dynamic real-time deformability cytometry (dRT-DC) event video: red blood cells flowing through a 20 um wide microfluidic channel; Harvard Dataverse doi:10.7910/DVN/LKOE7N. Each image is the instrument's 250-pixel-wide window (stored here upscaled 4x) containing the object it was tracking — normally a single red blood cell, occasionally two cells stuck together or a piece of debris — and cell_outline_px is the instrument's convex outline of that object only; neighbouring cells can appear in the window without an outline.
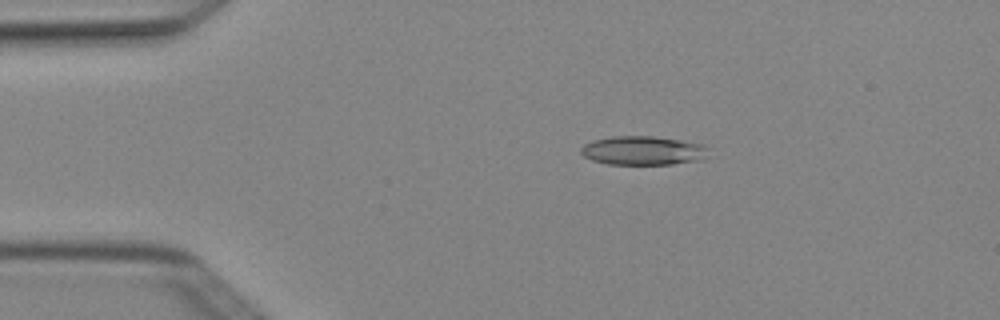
{"species": "Egyptian fruit bat (a non-hibernating species)", "species_latin": "Rousettus aegyptiacus", "temperature_condition": "cold", "stored_images_in_passage": 5, "camera_frame_rate_fps": 3000, "um_per_image_px": 0.085, "animal": {"sex": "female"}, "frame": {"image": 1, "passage_image": 3, "time_ms": 0.667, "image_size_px": [1000, 320], "cell_outline_px": [[708, 148], [704, 160], [672, 164], [608, 164], [592, 160], [584, 156], [580, 152], [580, 148], [584, 144], [592, 140], [612, 136], [652, 136], [680, 140], [704, 144]], "centroid_in_image_um": [54.65, 12.8], "position_along_channel_um": 30.3, "area_um2": 21.62}}